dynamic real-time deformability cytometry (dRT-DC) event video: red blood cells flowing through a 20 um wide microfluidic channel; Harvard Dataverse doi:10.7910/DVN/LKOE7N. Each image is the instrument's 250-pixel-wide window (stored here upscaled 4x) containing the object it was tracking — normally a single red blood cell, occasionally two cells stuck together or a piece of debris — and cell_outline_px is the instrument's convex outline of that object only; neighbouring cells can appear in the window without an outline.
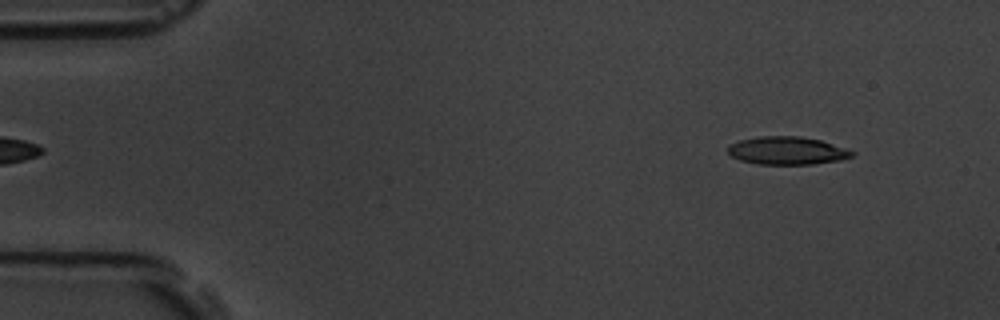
{"species": "common noctule bat (a hibernating species)", "species_latin": "Nyctalus noctula", "temperature_condition": "room temperature", "stored_images_in_passage": 5, "segment_of_instrument_passage": [2, 2], "camera_frame_rate_fps": 3000, "um_per_image_px": 0.085, "animal": {"sex": "male", "body_mass_g": 19.5, "forearm_length_mm": 54.6}, "frame": {"image": 1, "passage_image": 5, "time_ms": 4.667, "image_size_px": [1000, 320], "cell_outline_px": [[856, 152], [852, 156], [840, 160], [812, 164], [756, 164], [740, 160], [732, 156], [728, 152], [728, 144], [740, 140], [756, 136], [800, 136], [820, 140]], "centroid_in_image_um": [66.87, 12.8], "position_along_channel_um": 18.1, "area_um2": 20.17}}